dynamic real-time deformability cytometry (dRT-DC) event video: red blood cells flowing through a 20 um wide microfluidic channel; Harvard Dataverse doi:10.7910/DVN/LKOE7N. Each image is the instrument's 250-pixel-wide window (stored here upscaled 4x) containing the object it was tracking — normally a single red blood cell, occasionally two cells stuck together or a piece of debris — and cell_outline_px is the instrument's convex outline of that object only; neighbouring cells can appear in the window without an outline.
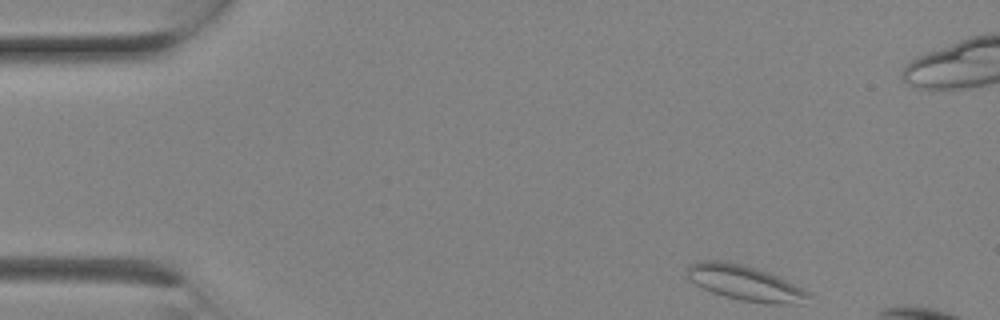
{"species": "Egyptian fruit bat (a non-hibernating species)", "species_latin": "Rousettus aegyptiacus", "temperature_condition": "room temperature", "stored_images_in_passage": 2, "camera_frame_rate_fps": 3000, "um_per_image_px": 0.085, "animal": {"sex": "female"}, "frame": {"image": 1, "passage_image": 1, "time_ms": 0.0, "image_size_px": [1000, 320], "cell_outline_px": [[812, 296], [804, 304], [772, 304], [740, 300], [724, 296], [712, 292], [696, 284], [688, 276], [688, 264], [704, 260], [724, 260], [756, 268], [768, 272], [808, 292]], "centroid_in_image_um": [63.34, 24.06], "position_along_channel_um": 21.7, "area_um2": 24.57}}